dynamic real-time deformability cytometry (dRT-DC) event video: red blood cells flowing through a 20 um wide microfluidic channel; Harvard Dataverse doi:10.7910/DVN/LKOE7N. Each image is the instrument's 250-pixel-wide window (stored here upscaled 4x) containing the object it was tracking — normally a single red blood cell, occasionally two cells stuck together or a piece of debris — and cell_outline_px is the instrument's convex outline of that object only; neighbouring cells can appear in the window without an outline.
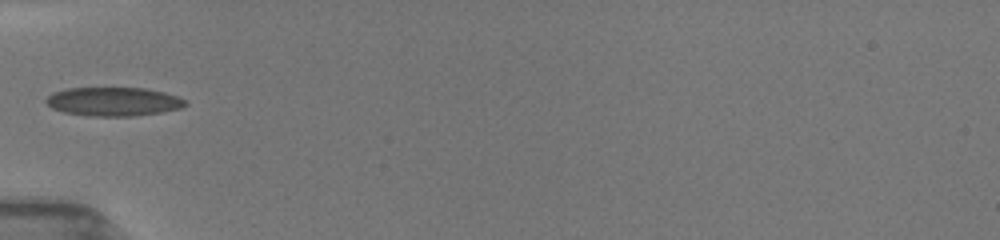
{"species": "common noctule bat (a hibernating species)", "species_latin": "Nyctalus noctula", "temperature_condition": "room temperature", "stored_images_in_passage": 44, "camera_frame_rate_fps": 3000, "um_per_image_px": 0.085, "animal": {"sex": "female", "body_mass_g": 19.5, "forearm_length_mm": 54.1}, "frame": {"image": 1, "passage_image": 1, "time_ms": 0.0, "image_size_px": [1000, 240], "cell_outline_px": [[188, 104], [180, 108], [160, 112], [132, 116], [88, 116], [64, 112], [52, 108], [44, 100], [52, 92], [64, 88], [144, 88], [164, 92], [176, 96], [184, 100]], "centroid_in_image_um": [9.6, 8.63], "position_along_channel_um": 75.4, "area_um2": 23.29}}
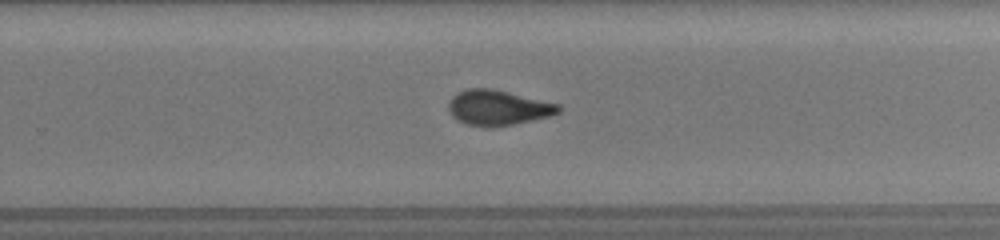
{"frame": {"image": 2, "passage_image": 24, "time_ms": 5.333, "image_size_px": [1000, 240], "cell_outline_px": [[560, 112], [548, 116], [532, 120], [512, 124], [488, 128], [468, 124], [456, 120], [452, 116], [448, 108], [448, 100], [452, 96], [468, 88], [492, 88], [560, 104]], "centroid_in_image_um": [42.3, 9.15], "position_along_channel_um": 287.5, "area_um2": 22.54}}
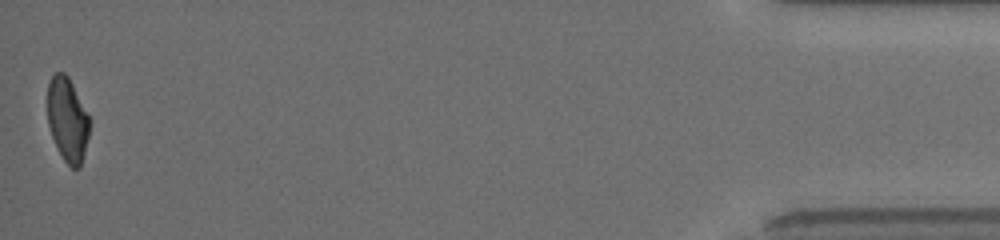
{"frame": {"image": 3, "passage_image": 44, "time_ms": 11.0, "image_size_px": [1000, 240], "cell_outline_px": [[88, 136], [80, 168], [72, 168], [64, 160], [52, 136], [48, 124], [48, 84], [52, 76], [56, 72], [64, 72], [68, 76], [88, 116]], "centroid_in_image_um": [5.71, 10.16], "position_along_channel_um": 429.5, "area_um2": 19.94}, "authors_computed_cell_mechanics": {"area_um2": 22.3686, "velocity_mm_per_s": 3.9791, "shape_relaxation_time_tau1_ms": 6.9781, "shape_relaxation_time_tau2_ms": 1.1869, "deformation_change_tau1": 0.2268, "deformation_change_tau2": 0.0524}}